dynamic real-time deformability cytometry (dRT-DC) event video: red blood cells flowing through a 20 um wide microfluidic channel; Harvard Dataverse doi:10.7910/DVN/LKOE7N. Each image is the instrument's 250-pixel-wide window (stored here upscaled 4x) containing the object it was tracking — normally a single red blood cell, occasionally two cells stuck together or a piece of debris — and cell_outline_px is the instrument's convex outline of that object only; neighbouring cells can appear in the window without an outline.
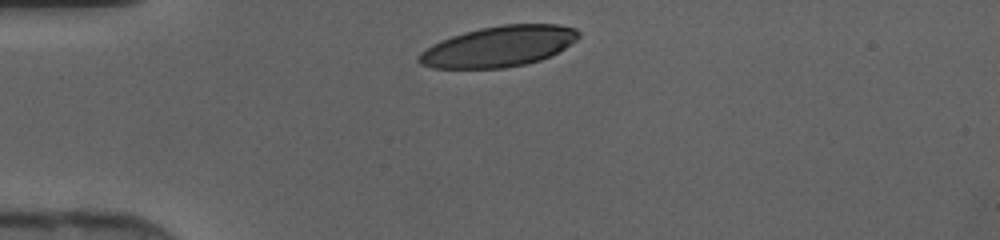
{"species": "human", "species_latin": "Homo sapiens", "temperature_condition": "cold", "stored_images_in_passage": 27, "camera_frame_rate_fps": 3000, "um_per_image_px": 0.085, "donor": {"sex": "female"}, "frame": {"image": 1, "passage_image": 1, "time_ms": 0.0, "image_size_px": [1000, 240], "cell_outline_px": [[580, 36], [576, 40], [564, 48], [540, 60], [524, 64], [504, 68], [432, 68], [420, 64], [416, 60], [416, 56], [420, 52], [432, 44], [440, 40], [464, 32], [480, 28], [504, 24], [556, 24], [576, 28], [580, 32]], "centroid_in_image_um": [42.36, 3.94], "position_along_channel_um": 42.6, "area_um2": 37.86}}
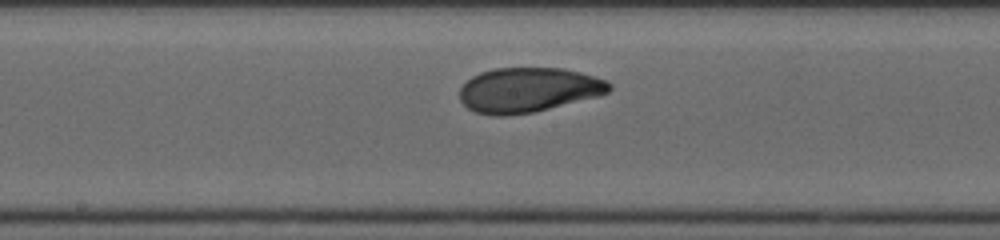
{"frame": {"image": 2, "passage_image": 14, "time_ms": 4.333, "image_size_px": [1000, 240], "cell_outline_px": [[612, 88], [608, 92], [600, 96], [532, 112], [504, 116], [496, 116], [476, 112], [468, 108], [460, 100], [460, 88], [472, 76], [480, 72], [492, 68], [560, 68], [580, 72], [604, 80], [612, 84]], "centroid_in_image_um": [44.89, 7.64], "position_along_channel_um": 203.3, "area_um2": 38.84}}
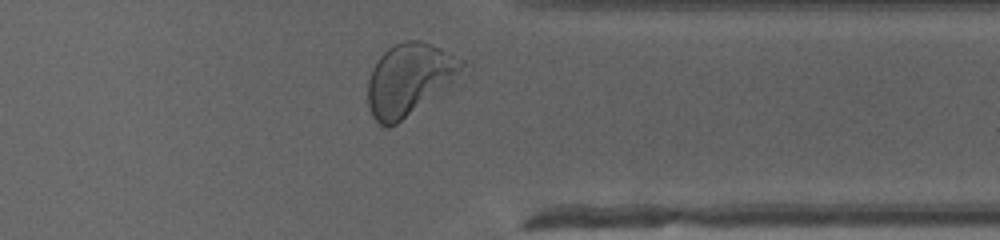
{"frame": {"image": 3, "passage_image": 26, "time_ms": 8.333, "image_size_px": [1000, 240], "cell_outline_px": [[472, 72], [396, 124], [388, 128], [380, 124], [372, 116], [368, 104], [368, 80], [372, 68], [380, 56], [388, 48], [404, 40], [420, 40], [440, 48], [464, 60], [472, 68]], "centroid_in_image_um": [34.93, 6.74], "position_along_channel_um": 376.5, "area_um2": 40.63}}